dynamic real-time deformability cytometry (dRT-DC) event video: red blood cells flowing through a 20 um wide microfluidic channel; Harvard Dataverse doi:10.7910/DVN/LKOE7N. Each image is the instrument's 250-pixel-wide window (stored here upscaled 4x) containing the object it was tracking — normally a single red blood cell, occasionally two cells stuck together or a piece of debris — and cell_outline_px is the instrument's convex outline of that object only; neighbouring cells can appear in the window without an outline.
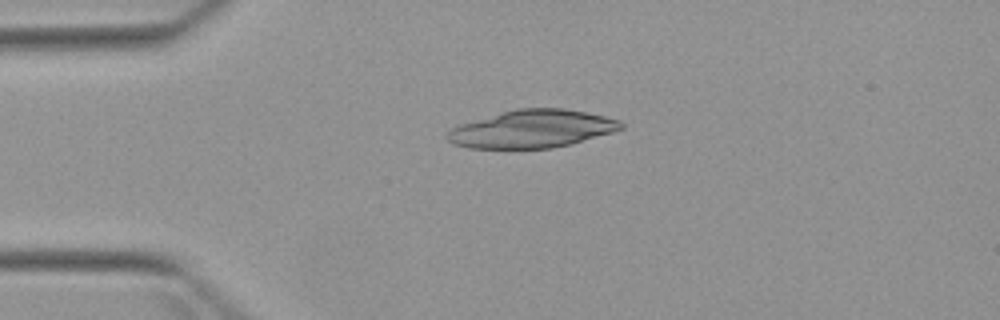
{"species": "Egyptian fruit bat (a non-hibernating species)", "species_latin": "Rousettus aegyptiacus", "temperature_condition": "warm", "stored_images_in_passage": 3, "camera_frame_rate_fps": 3000, "um_per_image_px": 0.085, "animal": {"sex": "female"}, "frame": {"image": 1, "passage_image": 1, "time_ms": 0.0, "image_size_px": [1000, 320], "cell_outline_px": [[624, 128], [612, 132], [572, 144], [552, 148], [468, 148], [452, 144], [448, 140], [448, 132], [452, 128], [460, 124], [516, 108], [564, 108], [588, 112], [620, 120], [624, 124]], "centroid_in_image_um": [45.26, 10.96], "position_along_channel_um": 39.7, "area_um2": 38.21}}